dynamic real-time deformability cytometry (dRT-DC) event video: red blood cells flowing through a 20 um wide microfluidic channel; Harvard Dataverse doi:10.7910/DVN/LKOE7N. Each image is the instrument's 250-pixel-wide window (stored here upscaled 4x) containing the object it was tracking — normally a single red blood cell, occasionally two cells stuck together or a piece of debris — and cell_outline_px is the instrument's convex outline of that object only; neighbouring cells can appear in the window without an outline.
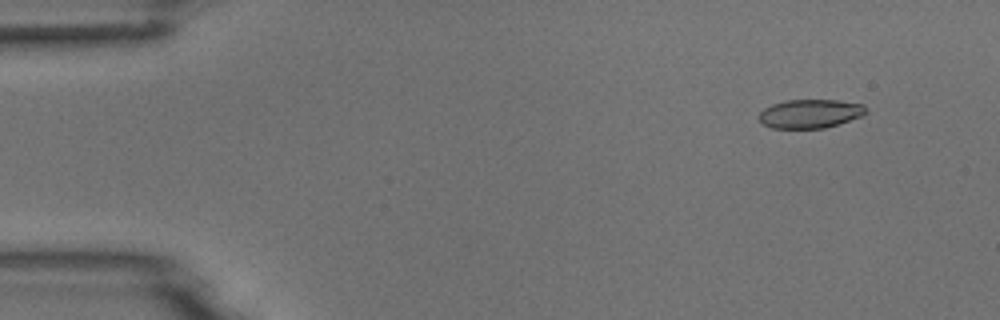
{"species": "common noctule bat (a hibernating species)", "species_latin": "Nyctalus noctula", "temperature_condition": "room temperature", "stored_images_in_passage": 5, "camera_frame_rate_fps": 3000, "um_per_image_px": 0.085, "animal": {"sex": "male", "body_mass_g": 18.8}, "frame": {"image": 1, "passage_image": 2, "time_ms": 0.333, "image_size_px": [1000, 320], "cell_outline_px": [[868, 112], [860, 116], [824, 128], [772, 128], [764, 124], [756, 116], [764, 108], [772, 104], [784, 100], [836, 100], [864, 104]], "centroid_in_image_um": [68.83, 9.65], "position_along_channel_um": 16.2, "area_um2": 17.86}}
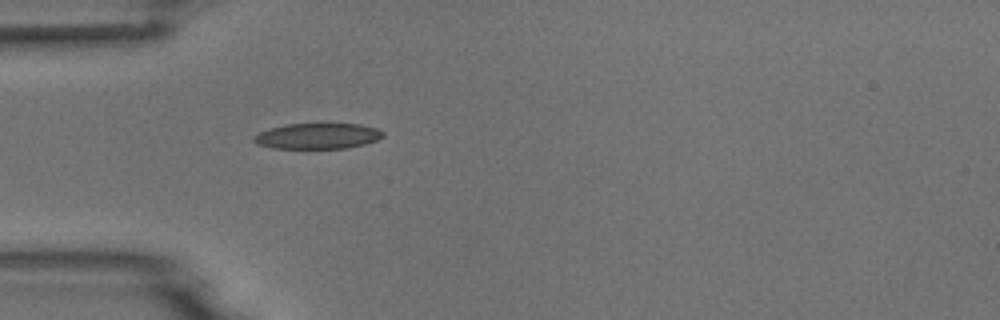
{"frame": {"image": 2, "passage_image": 5, "time_ms": 1.333, "image_size_px": [1000, 320], "cell_outline_px": [[384, 136], [376, 140], [364, 144], [344, 148], [272, 148], [256, 144], [252, 140], [252, 136], [260, 132], [284, 124], [360, 124], [376, 128], [384, 132]], "centroid_in_image_um": [26.97, 11.56], "position_along_channel_um": 58.0, "area_um2": 19.25}}